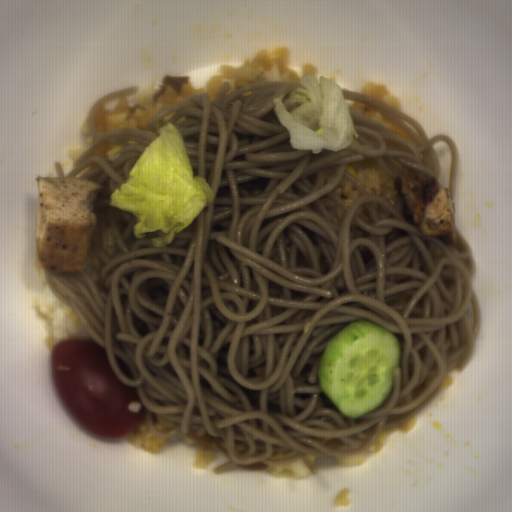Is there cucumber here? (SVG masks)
<instances>
[{
	"instance_id": "cucumber-1",
	"label": "cucumber",
	"mask_w": 512,
	"mask_h": 512,
	"mask_svg": "<svg viewBox=\"0 0 512 512\" xmlns=\"http://www.w3.org/2000/svg\"><path fill=\"white\" fill-rule=\"evenodd\" d=\"M401 349L393 331L369 320L343 326L326 344L318 365V384L345 417L376 410L393 391Z\"/></svg>"
}]
</instances>
